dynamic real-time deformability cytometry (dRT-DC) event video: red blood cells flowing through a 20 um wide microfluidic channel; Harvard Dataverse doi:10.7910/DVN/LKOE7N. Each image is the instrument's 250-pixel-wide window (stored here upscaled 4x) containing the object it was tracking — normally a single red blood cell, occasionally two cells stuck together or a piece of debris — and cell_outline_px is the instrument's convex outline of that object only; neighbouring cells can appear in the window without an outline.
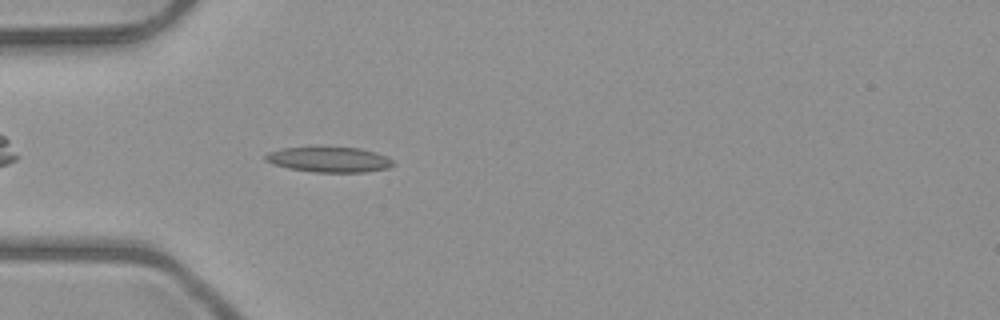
{"species": "common noctule bat (a hibernating species)", "species_latin": "Nyctalus noctula", "temperature_condition": "room temperature", "stored_images_in_passage": 36, "camera_frame_rate_fps": 3000, "um_per_image_px": 0.085, "animal": {"sex": "male", "body_mass_g": 23.1, "forearm_length_mm": 52.7}, "frame": {"image": 1, "passage_image": 4, "time_ms": 1.0, "image_size_px": [1000, 320], "cell_outline_px": [[396, 164], [388, 168], [364, 172], [312, 172], [288, 168], [272, 164], [264, 160], [264, 156], [268, 152], [284, 148], [360, 148], [376, 152], [388, 156]], "centroid_in_image_um": [28.0, 13.57], "position_along_channel_um": 57.0, "area_um2": 18.73}}
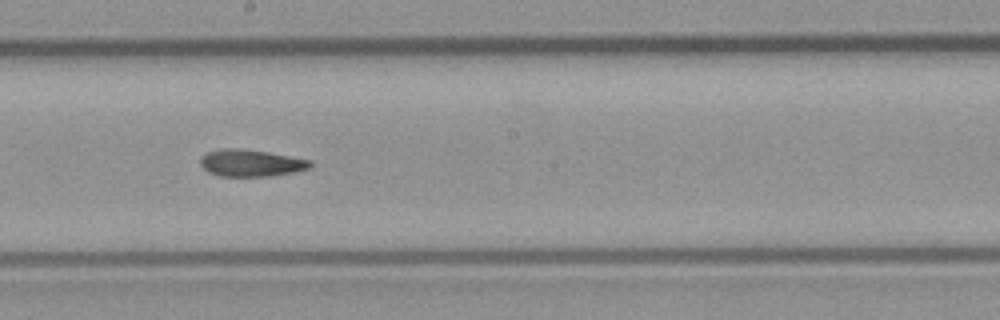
{"frame": {"image": 2, "passage_image": 17, "time_ms": 5.333, "image_size_px": [1000, 320], "cell_outline_px": [[312, 164], [308, 168], [292, 172], [272, 176], [220, 176], [208, 172], [200, 164], [200, 156], [208, 152], [220, 148], [236, 148], [268, 152], [312, 160]], "centroid_in_image_um": [21.3, 13.85], "position_along_channel_um": 226.9, "area_um2": 17.22}}
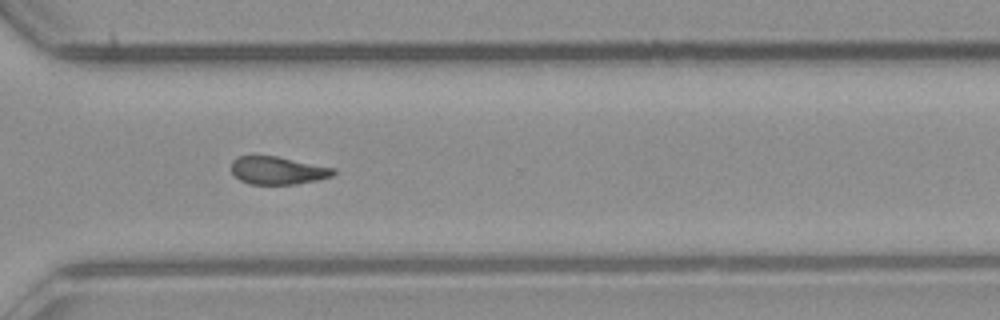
{"frame": {"image": 3, "passage_image": 26, "time_ms": 8.333, "image_size_px": [1000, 320], "cell_outline_px": [[336, 172], [332, 176], [316, 180], [296, 184], [248, 184], [240, 180], [232, 172], [232, 160], [236, 156], [276, 156], [336, 168]], "centroid_in_image_um": [23.61, 14.49], "position_along_channel_um": 347.0, "area_um2": 16.53}, "authors_computed_cell_mechanics": {"area_um2": 17.3111, "velocity_mm_per_s": 4.0248, "shape_relaxation_time_tau1_ms": null, "shape_relaxation_time_tau2_ms": 7.8862, "deformation_change_tau1": null, "deformation_change_tau2": 0.1616}}